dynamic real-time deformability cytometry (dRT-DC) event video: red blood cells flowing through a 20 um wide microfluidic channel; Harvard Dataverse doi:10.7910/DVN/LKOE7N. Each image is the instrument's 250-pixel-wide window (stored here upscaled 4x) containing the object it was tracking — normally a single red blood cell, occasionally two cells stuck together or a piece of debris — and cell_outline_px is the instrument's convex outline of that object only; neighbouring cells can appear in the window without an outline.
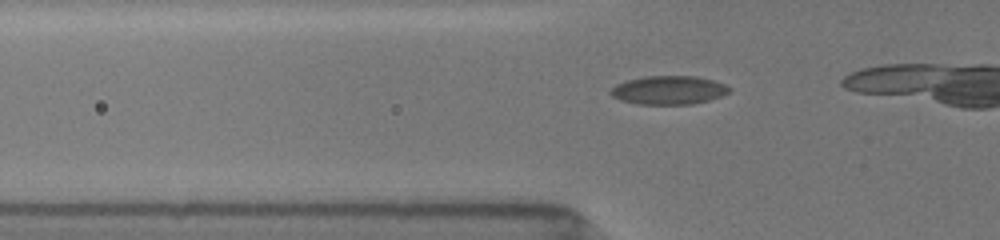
{"species": "common noctule bat (a hibernating species)", "species_latin": "Nyctalus noctula", "temperature_condition": "room temperature", "stored_images_in_passage": 10, "camera_frame_rate_fps": 3000, "um_per_image_px": 0.085, "animal": {"sex": "female", "body_mass_g": 19.5, "forearm_length_mm": 54.1}, "frame": {"image": 1, "passage_image": 4, "time_ms": 1.0, "image_size_px": [1000, 240], "cell_outline_px": [[732, 88], [728, 92], [720, 96], [708, 100], [692, 104], [636, 104], [620, 100], [612, 96], [608, 92], [616, 84], [628, 80], [644, 76], [696, 76], [712, 80], [724, 84]], "centroid_in_image_um": [56.81, 7.66], "position_along_channel_um": 69.0, "area_um2": 19.71}}